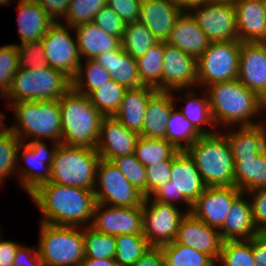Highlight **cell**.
<instances>
[{
    "label": "cell",
    "mask_w": 266,
    "mask_h": 266,
    "mask_svg": "<svg viewBox=\"0 0 266 266\" xmlns=\"http://www.w3.org/2000/svg\"><path fill=\"white\" fill-rule=\"evenodd\" d=\"M29 195L42 213V223L81 228L92 223L96 204L93 190L46 182Z\"/></svg>",
    "instance_id": "cell-1"
},
{
    "label": "cell",
    "mask_w": 266,
    "mask_h": 266,
    "mask_svg": "<svg viewBox=\"0 0 266 266\" xmlns=\"http://www.w3.org/2000/svg\"><path fill=\"white\" fill-rule=\"evenodd\" d=\"M210 109L216 128L233 125L253 126L262 123L255 122L257 117L266 110V105L255 92L248 89L238 79L214 83L205 87ZM257 115V116H256ZM253 120V121H251Z\"/></svg>",
    "instance_id": "cell-2"
},
{
    "label": "cell",
    "mask_w": 266,
    "mask_h": 266,
    "mask_svg": "<svg viewBox=\"0 0 266 266\" xmlns=\"http://www.w3.org/2000/svg\"><path fill=\"white\" fill-rule=\"evenodd\" d=\"M61 110V144L96 149L100 127L105 117L86 95L72 88L59 99Z\"/></svg>",
    "instance_id": "cell-3"
},
{
    "label": "cell",
    "mask_w": 266,
    "mask_h": 266,
    "mask_svg": "<svg viewBox=\"0 0 266 266\" xmlns=\"http://www.w3.org/2000/svg\"><path fill=\"white\" fill-rule=\"evenodd\" d=\"M206 187L234 186V160L225 135H202L187 150Z\"/></svg>",
    "instance_id": "cell-4"
},
{
    "label": "cell",
    "mask_w": 266,
    "mask_h": 266,
    "mask_svg": "<svg viewBox=\"0 0 266 266\" xmlns=\"http://www.w3.org/2000/svg\"><path fill=\"white\" fill-rule=\"evenodd\" d=\"M14 110L15 121L11 131L23 142L25 138L30 141L39 138L51 139L52 142L61 143L62 126L59 100L20 101L9 106Z\"/></svg>",
    "instance_id": "cell-5"
},
{
    "label": "cell",
    "mask_w": 266,
    "mask_h": 266,
    "mask_svg": "<svg viewBox=\"0 0 266 266\" xmlns=\"http://www.w3.org/2000/svg\"><path fill=\"white\" fill-rule=\"evenodd\" d=\"M72 88V80L50 66L36 69L18 68L4 99L12 103L20 101H44L60 99Z\"/></svg>",
    "instance_id": "cell-6"
},
{
    "label": "cell",
    "mask_w": 266,
    "mask_h": 266,
    "mask_svg": "<svg viewBox=\"0 0 266 266\" xmlns=\"http://www.w3.org/2000/svg\"><path fill=\"white\" fill-rule=\"evenodd\" d=\"M100 159L96 149L59 143L54 153L49 182L94 191Z\"/></svg>",
    "instance_id": "cell-7"
},
{
    "label": "cell",
    "mask_w": 266,
    "mask_h": 266,
    "mask_svg": "<svg viewBox=\"0 0 266 266\" xmlns=\"http://www.w3.org/2000/svg\"><path fill=\"white\" fill-rule=\"evenodd\" d=\"M40 223L37 249L45 266H79L85 258L83 228Z\"/></svg>",
    "instance_id": "cell-8"
},
{
    "label": "cell",
    "mask_w": 266,
    "mask_h": 266,
    "mask_svg": "<svg viewBox=\"0 0 266 266\" xmlns=\"http://www.w3.org/2000/svg\"><path fill=\"white\" fill-rule=\"evenodd\" d=\"M206 186L195 165L194 159L186 150L178 151L172 159L170 180L161 185L151 196L154 200L176 205L174 202L182 201L188 206L187 213L192 205L204 192Z\"/></svg>",
    "instance_id": "cell-9"
},
{
    "label": "cell",
    "mask_w": 266,
    "mask_h": 266,
    "mask_svg": "<svg viewBox=\"0 0 266 266\" xmlns=\"http://www.w3.org/2000/svg\"><path fill=\"white\" fill-rule=\"evenodd\" d=\"M242 42H212L197 59V87L238 79Z\"/></svg>",
    "instance_id": "cell-10"
},
{
    "label": "cell",
    "mask_w": 266,
    "mask_h": 266,
    "mask_svg": "<svg viewBox=\"0 0 266 266\" xmlns=\"http://www.w3.org/2000/svg\"><path fill=\"white\" fill-rule=\"evenodd\" d=\"M94 188L96 202L105 205L137 207L142 206L144 201L143 194L126 179L111 161L100 159Z\"/></svg>",
    "instance_id": "cell-11"
},
{
    "label": "cell",
    "mask_w": 266,
    "mask_h": 266,
    "mask_svg": "<svg viewBox=\"0 0 266 266\" xmlns=\"http://www.w3.org/2000/svg\"><path fill=\"white\" fill-rule=\"evenodd\" d=\"M142 214L144 237L152 247H161L175 241L187 212L182 213L176 205L160 203L148 196L144 197Z\"/></svg>",
    "instance_id": "cell-12"
},
{
    "label": "cell",
    "mask_w": 266,
    "mask_h": 266,
    "mask_svg": "<svg viewBox=\"0 0 266 266\" xmlns=\"http://www.w3.org/2000/svg\"><path fill=\"white\" fill-rule=\"evenodd\" d=\"M69 29L73 31V27L56 21L49 27L41 42L48 66L63 72L72 80L82 60L78 52L77 39L71 36Z\"/></svg>",
    "instance_id": "cell-13"
},
{
    "label": "cell",
    "mask_w": 266,
    "mask_h": 266,
    "mask_svg": "<svg viewBox=\"0 0 266 266\" xmlns=\"http://www.w3.org/2000/svg\"><path fill=\"white\" fill-rule=\"evenodd\" d=\"M59 143L53 142L52 149H48V145L40 140L22 142L18 149L19 154L27 166L17 168L20 176L21 187L28 194L33 192L40 184L49 182L51 177V167L53 164L54 153ZM21 150V151H20ZM41 169V170H40Z\"/></svg>",
    "instance_id": "cell-14"
},
{
    "label": "cell",
    "mask_w": 266,
    "mask_h": 266,
    "mask_svg": "<svg viewBox=\"0 0 266 266\" xmlns=\"http://www.w3.org/2000/svg\"><path fill=\"white\" fill-rule=\"evenodd\" d=\"M188 12L211 43L238 40L236 10L233 5L211 2L194 6Z\"/></svg>",
    "instance_id": "cell-15"
},
{
    "label": "cell",
    "mask_w": 266,
    "mask_h": 266,
    "mask_svg": "<svg viewBox=\"0 0 266 266\" xmlns=\"http://www.w3.org/2000/svg\"><path fill=\"white\" fill-rule=\"evenodd\" d=\"M106 206V207H105ZM91 227L107 235H143L142 206L114 207L96 202Z\"/></svg>",
    "instance_id": "cell-16"
},
{
    "label": "cell",
    "mask_w": 266,
    "mask_h": 266,
    "mask_svg": "<svg viewBox=\"0 0 266 266\" xmlns=\"http://www.w3.org/2000/svg\"><path fill=\"white\" fill-rule=\"evenodd\" d=\"M162 91L178 92L197 85V59L164 41Z\"/></svg>",
    "instance_id": "cell-17"
},
{
    "label": "cell",
    "mask_w": 266,
    "mask_h": 266,
    "mask_svg": "<svg viewBox=\"0 0 266 266\" xmlns=\"http://www.w3.org/2000/svg\"><path fill=\"white\" fill-rule=\"evenodd\" d=\"M209 255L218 262L223 240L218 229L197 219L191 212L181 220L175 241Z\"/></svg>",
    "instance_id": "cell-18"
},
{
    "label": "cell",
    "mask_w": 266,
    "mask_h": 266,
    "mask_svg": "<svg viewBox=\"0 0 266 266\" xmlns=\"http://www.w3.org/2000/svg\"><path fill=\"white\" fill-rule=\"evenodd\" d=\"M242 193L235 186L206 187L192 205L191 213L210 227L220 229L233 201Z\"/></svg>",
    "instance_id": "cell-19"
},
{
    "label": "cell",
    "mask_w": 266,
    "mask_h": 266,
    "mask_svg": "<svg viewBox=\"0 0 266 266\" xmlns=\"http://www.w3.org/2000/svg\"><path fill=\"white\" fill-rule=\"evenodd\" d=\"M238 80L266 105V42H242Z\"/></svg>",
    "instance_id": "cell-20"
},
{
    "label": "cell",
    "mask_w": 266,
    "mask_h": 266,
    "mask_svg": "<svg viewBox=\"0 0 266 266\" xmlns=\"http://www.w3.org/2000/svg\"><path fill=\"white\" fill-rule=\"evenodd\" d=\"M138 137V133L128 130L114 116L104 117L96 150L100 158L106 161L134 154Z\"/></svg>",
    "instance_id": "cell-21"
},
{
    "label": "cell",
    "mask_w": 266,
    "mask_h": 266,
    "mask_svg": "<svg viewBox=\"0 0 266 266\" xmlns=\"http://www.w3.org/2000/svg\"><path fill=\"white\" fill-rule=\"evenodd\" d=\"M183 11L173 0H142L137 21L144 24L158 41H166Z\"/></svg>",
    "instance_id": "cell-22"
},
{
    "label": "cell",
    "mask_w": 266,
    "mask_h": 266,
    "mask_svg": "<svg viewBox=\"0 0 266 266\" xmlns=\"http://www.w3.org/2000/svg\"><path fill=\"white\" fill-rule=\"evenodd\" d=\"M245 196L246 193L242 192L233 201L225 221L219 229L223 241L249 240L260 232L253 219L252 204L246 200Z\"/></svg>",
    "instance_id": "cell-23"
},
{
    "label": "cell",
    "mask_w": 266,
    "mask_h": 266,
    "mask_svg": "<svg viewBox=\"0 0 266 266\" xmlns=\"http://www.w3.org/2000/svg\"><path fill=\"white\" fill-rule=\"evenodd\" d=\"M166 42L196 59L211 43L188 11H183L177 18Z\"/></svg>",
    "instance_id": "cell-24"
},
{
    "label": "cell",
    "mask_w": 266,
    "mask_h": 266,
    "mask_svg": "<svg viewBox=\"0 0 266 266\" xmlns=\"http://www.w3.org/2000/svg\"><path fill=\"white\" fill-rule=\"evenodd\" d=\"M172 92L156 91L149 98L142 132L139 136L166 139V123L172 110L176 107L175 94L174 91Z\"/></svg>",
    "instance_id": "cell-25"
},
{
    "label": "cell",
    "mask_w": 266,
    "mask_h": 266,
    "mask_svg": "<svg viewBox=\"0 0 266 266\" xmlns=\"http://www.w3.org/2000/svg\"><path fill=\"white\" fill-rule=\"evenodd\" d=\"M236 10L238 40L240 42H266V22L261 0H241Z\"/></svg>",
    "instance_id": "cell-26"
},
{
    "label": "cell",
    "mask_w": 266,
    "mask_h": 266,
    "mask_svg": "<svg viewBox=\"0 0 266 266\" xmlns=\"http://www.w3.org/2000/svg\"><path fill=\"white\" fill-rule=\"evenodd\" d=\"M18 32L21 44L41 40L55 22L36 0H18Z\"/></svg>",
    "instance_id": "cell-27"
},
{
    "label": "cell",
    "mask_w": 266,
    "mask_h": 266,
    "mask_svg": "<svg viewBox=\"0 0 266 266\" xmlns=\"http://www.w3.org/2000/svg\"><path fill=\"white\" fill-rule=\"evenodd\" d=\"M156 91V89L147 86L127 89L114 117L128 130L140 134L145 120L147 103Z\"/></svg>",
    "instance_id": "cell-28"
},
{
    "label": "cell",
    "mask_w": 266,
    "mask_h": 266,
    "mask_svg": "<svg viewBox=\"0 0 266 266\" xmlns=\"http://www.w3.org/2000/svg\"><path fill=\"white\" fill-rule=\"evenodd\" d=\"M80 58L95 59L98 55L117 50L121 46L118 37L106 33L93 22L73 27Z\"/></svg>",
    "instance_id": "cell-29"
},
{
    "label": "cell",
    "mask_w": 266,
    "mask_h": 266,
    "mask_svg": "<svg viewBox=\"0 0 266 266\" xmlns=\"http://www.w3.org/2000/svg\"><path fill=\"white\" fill-rule=\"evenodd\" d=\"M109 73L112 80L126 89L141 87L137 61L120 46L117 50L104 52L95 59Z\"/></svg>",
    "instance_id": "cell-30"
},
{
    "label": "cell",
    "mask_w": 266,
    "mask_h": 266,
    "mask_svg": "<svg viewBox=\"0 0 266 266\" xmlns=\"http://www.w3.org/2000/svg\"><path fill=\"white\" fill-rule=\"evenodd\" d=\"M253 126H240L236 131L230 130L224 135L228 140L233 160L256 157L266 148V121Z\"/></svg>",
    "instance_id": "cell-31"
},
{
    "label": "cell",
    "mask_w": 266,
    "mask_h": 266,
    "mask_svg": "<svg viewBox=\"0 0 266 266\" xmlns=\"http://www.w3.org/2000/svg\"><path fill=\"white\" fill-rule=\"evenodd\" d=\"M234 186L243 193L266 188V148L256 157L234 160Z\"/></svg>",
    "instance_id": "cell-32"
},
{
    "label": "cell",
    "mask_w": 266,
    "mask_h": 266,
    "mask_svg": "<svg viewBox=\"0 0 266 266\" xmlns=\"http://www.w3.org/2000/svg\"><path fill=\"white\" fill-rule=\"evenodd\" d=\"M164 41L152 46L136 59L140 84L162 91Z\"/></svg>",
    "instance_id": "cell-33"
},
{
    "label": "cell",
    "mask_w": 266,
    "mask_h": 266,
    "mask_svg": "<svg viewBox=\"0 0 266 266\" xmlns=\"http://www.w3.org/2000/svg\"><path fill=\"white\" fill-rule=\"evenodd\" d=\"M185 91L186 107L182 105V108L179 109L183 116L187 118L202 135H211L216 133L215 131L205 129L204 127V124H209L216 129L207 93H203L205 97H200L195 94L196 92H194V90L188 89L187 91L186 89Z\"/></svg>",
    "instance_id": "cell-34"
},
{
    "label": "cell",
    "mask_w": 266,
    "mask_h": 266,
    "mask_svg": "<svg viewBox=\"0 0 266 266\" xmlns=\"http://www.w3.org/2000/svg\"><path fill=\"white\" fill-rule=\"evenodd\" d=\"M166 140L177 150H187L202 134L175 107L166 123ZM184 141V144L182 143Z\"/></svg>",
    "instance_id": "cell-35"
},
{
    "label": "cell",
    "mask_w": 266,
    "mask_h": 266,
    "mask_svg": "<svg viewBox=\"0 0 266 266\" xmlns=\"http://www.w3.org/2000/svg\"><path fill=\"white\" fill-rule=\"evenodd\" d=\"M85 67L79 69L72 79V89L77 93L89 96L93 91L112 80L110 73L94 59H87Z\"/></svg>",
    "instance_id": "cell-36"
},
{
    "label": "cell",
    "mask_w": 266,
    "mask_h": 266,
    "mask_svg": "<svg viewBox=\"0 0 266 266\" xmlns=\"http://www.w3.org/2000/svg\"><path fill=\"white\" fill-rule=\"evenodd\" d=\"M159 41L147 29L138 22L126 23L125 31L121 39V47L134 59L146 54V52Z\"/></svg>",
    "instance_id": "cell-37"
},
{
    "label": "cell",
    "mask_w": 266,
    "mask_h": 266,
    "mask_svg": "<svg viewBox=\"0 0 266 266\" xmlns=\"http://www.w3.org/2000/svg\"><path fill=\"white\" fill-rule=\"evenodd\" d=\"M166 139L139 136L135 146V156L145 167L163 160H172L178 152Z\"/></svg>",
    "instance_id": "cell-38"
},
{
    "label": "cell",
    "mask_w": 266,
    "mask_h": 266,
    "mask_svg": "<svg viewBox=\"0 0 266 266\" xmlns=\"http://www.w3.org/2000/svg\"><path fill=\"white\" fill-rule=\"evenodd\" d=\"M151 247L144 235H118L115 260L119 266H133Z\"/></svg>",
    "instance_id": "cell-39"
},
{
    "label": "cell",
    "mask_w": 266,
    "mask_h": 266,
    "mask_svg": "<svg viewBox=\"0 0 266 266\" xmlns=\"http://www.w3.org/2000/svg\"><path fill=\"white\" fill-rule=\"evenodd\" d=\"M127 89L114 80L103 84L88 97L93 106L105 117L114 116L120 108L123 95Z\"/></svg>",
    "instance_id": "cell-40"
},
{
    "label": "cell",
    "mask_w": 266,
    "mask_h": 266,
    "mask_svg": "<svg viewBox=\"0 0 266 266\" xmlns=\"http://www.w3.org/2000/svg\"><path fill=\"white\" fill-rule=\"evenodd\" d=\"M164 259L172 266H212L215 261L207 254L172 242L161 246Z\"/></svg>",
    "instance_id": "cell-41"
},
{
    "label": "cell",
    "mask_w": 266,
    "mask_h": 266,
    "mask_svg": "<svg viewBox=\"0 0 266 266\" xmlns=\"http://www.w3.org/2000/svg\"><path fill=\"white\" fill-rule=\"evenodd\" d=\"M85 258H115L116 236L96 231L91 226L83 227Z\"/></svg>",
    "instance_id": "cell-42"
},
{
    "label": "cell",
    "mask_w": 266,
    "mask_h": 266,
    "mask_svg": "<svg viewBox=\"0 0 266 266\" xmlns=\"http://www.w3.org/2000/svg\"><path fill=\"white\" fill-rule=\"evenodd\" d=\"M218 263L222 266H257L252 253V238L223 241Z\"/></svg>",
    "instance_id": "cell-43"
},
{
    "label": "cell",
    "mask_w": 266,
    "mask_h": 266,
    "mask_svg": "<svg viewBox=\"0 0 266 266\" xmlns=\"http://www.w3.org/2000/svg\"><path fill=\"white\" fill-rule=\"evenodd\" d=\"M106 5L107 0H71L63 19L70 27L90 23L94 15Z\"/></svg>",
    "instance_id": "cell-44"
},
{
    "label": "cell",
    "mask_w": 266,
    "mask_h": 266,
    "mask_svg": "<svg viewBox=\"0 0 266 266\" xmlns=\"http://www.w3.org/2000/svg\"><path fill=\"white\" fill-rule=\"evenodd\" d=\"M21 143L22 141L12 131L0 136V184L6 177L17 172L18 149Z\"/></svg>",
    "instance_id": "cell-45"
},
{
    "label": "cell",
    "mask_w": 266,
    "mask_h": 266,
    "mask_svg": "<svg viewBox=\"0 0 266 266\" xmlns=\"http://www.w3.org/2000/svg\"><path fill=\"white\" fill-rule=\"evenodd\" d=\"M111 163L146 197V167L137 160L135 154L115 157L111 160Z\"/></svg>",
    "instance_id": "cell-46"
},
{
    "label": "cell",
    "mask_w": 266,
    "mask_h": 266,
    "mask_svg": "<svg viewBox=\"0 0 266 266\" xmlns=\"http://www.w3.org/2000/svg\"><path fill=\"white\" fill-rule=\"evenodd\" d=\"M19 68V53L17 44L0 47V94L3 95L10 88L12 79Z\"/></svg>",
    "instance_id": "cell-47"
},
{
    "label": "cell",
    "mask_w": 266,
    "mask_h": 266,
    "mask_svg": "<svg viewBox=\"0 0 266 266\" xmlns=\"http://www.w3.org/2000/svg\"><path fill=\"white\" fill-rule=\"evenodd\" d=\"M17 48L19 68L36 69L48 65L41 40L17 44Z\"/></svg>",
    "instance_id": "cell-48"
},
{
    "label": "cell",
    "mask_w": 266,
    "mask_h": 266,
    "mask_svg": "<svg viewBox=\"0 0 266 266\" xmlns=\"http://www.w3.org/2000/svg\"><path fill=\"white\" fill-rule=\"evenodd\" d=\"M92 22L106 33L122 39L126 22L107 5L94 15Z\"/></svg>",
    "instance_id": "cell-49"
},
{
    "label": "cell",
    "mask_w": 266,
    "mask_h": 266,
    "mask_svg": "<svg viewBox=\"0 0 266 266\" xmlns=\"http://www.w3.org/2000/svg\"><path fill=\"white\" fill-rule=\"evenodd\" d=\"M172 160H163L146 167V197L170 180Z\"/></svg>",
    "instance_id": "cell-50"
},
{
    "label": "cell",
    "mask_w": 266,
    "mask_h": 266,
    "mask_svg": "<svg viewBox=\"0 0 266 266\" xmlns=\"http://www.w3.org/2000/svg\"><path fill=\"white\" fill-rule=\"evenodd\" d=\"M142 0H107L110 7L126 23L137 21Z\"/></svg>",
    "instance_id": "cell-51"
},
{
    "label": "cell",
    "mask_w": 266,
    "mask_h": 266,
    "mask_svg": "<svg viewBox=\"0 0 266 266\" xmlns=\"http://www.w3.org/2000/svg\"><path fill=\"white\" fill-rule=\"evenodd\" d=\"M251 194L253 219L257 229L261 232L266 228V188L256 189L246 193Z\"/></svg>",
    "instance_id": "cell-52"
},
{
    "label": "cell",
    "mask_w": 266,
    "mask_h": 266,
    "mask_svg": "<svg viewBox=\"0 0 266 266\" xmlns=\"http://www.w3.org/2000/svg\"><path fill=\"white\" fill-rule=\"evenodd\" d=\"M14 266H45L36 247L20 245L13 260Z\"/></svg>",
    "instance_id": "cell-53"
},
{
    "label": "cell",
    "mask_w": 266,
    "mask_h": 266,
    "mask_svg": "<svg viewBox=\"0 0 266 266\" xmlns=\"http://www.w3.org/2000/svg\"><path fill=\"white\" fill-rule=\"evenodd\" d=\"M46 14L55 22L64 18L71 0H36ZM57 19V20H56Z\"/></svg>",
    "instance_id": "cell-54"
},
{
    "label": "cell",
    "mask_w": 266,
    "mask_h": 266,
    "mask_svg": "<svg viewBox=\"0 0 266 266\" xmlns=\"http://www.w3.org/2000/svg\"><path fill=\"white\" fill-rule=\"evenodd\" d=\"M252 253L257 266H266V236L261 232L252 237Z\"/></svg>",
    "instance_id": "cell-55"
},
{
    "label": "cell",
    "mask_w": 266,
    "mask_h": 266,
    "mask_svg": "<svg viewBox=\"0 0 266 266\" xmlns=\"http://www.w3.org/2000/svg\"><path fill=\"white\" fill-rule=\"evenodd\" d=\"M164 254L161 247H151L133 266H161Z\"/></svg>",
    "instance_id": "cell-56"
},
{
    "label": "cell",
    "mask_w": 266,
    "mask_h": 266,
    "mask_svg": "<svg viewBox=\"0 0 266 266\" xmlns=\"http://www.w3.org/2000/svg\"><path fill=\"white\" fill-rule=\"evenodd\" d=\"M20 245V243H16L11 240L0 239V266H6L13 263L16 251Z\"/></svg>",
    "instance_id": "cell-57"
},
{
    "label": "cell",
    "mask_w": 266,
    "mask_h": 266,
    "mask_svg": "<svg viewBox=\"0 0 266 266\" xmlns=\"http://www.w3.org/2000/svg\"><path fill=\"white\" fill-rule=\"evenodd\" d=\"M79 266H119V264L116 262L115 258H84Z\"/></svg>",
    "instance_id": "cell-58"
},
{
    "label": "cell",
    "mask_w": 266,
    "mask_h": 266,
    "mask_svg": "<svg viewBox=\"0 0 266 266\" xmlns=\"http://www.w3.org/2000/svg\"><path fill=\"white\" fill-rule=\"evenodd\" d=\"M173 1L176 2L177 5L181 7L184 11H187L188 9L194 6L214 2V0H173Z\"/></svg>",
    "instance_id": "cell-59"
},
{
    "label": "cell",
    "mask_w": 266,
    "mask_h": 266,
    "mask_svg": "<svg viewBox=\"0 0 266 266\" xmlns=\"http://www.w3.org/2000/svg\"><path fill=\"white\" fill-rule=\"evenodd\" d=\"M3 117H6V114L0 111V136L6 135L11 132V127H5V123H3L5 119H3Z\"/></svg>",
    "instance_id": "cell-60"
},
{
    "label": "cell",
    "mask_w": 266,
    "mask_h": 266,
    "mask_svg": "<svg viewBox=\"0 0 266 266\" xmlns=\"http://www.w3.org/2000/svg\"><path fill=\"white\" fill-rule=\"evenodd\" d=\"M240 1L241 0H214V2H217V3L229 4V5H233V6Z\"/></svg>",
    "instance_id": "cell-61"
},
{
    "label": "cell",
    "mask_w": 266,
    "mask_h": 266,
    "mask_svg": "<svg viewBox=\"0 0 266 266\" xmlns=\"http://www.w3.org/2000/svg\"><path fill=\"white\" fill-rule=\"evenodd\" d=\"M262 1V8H263V13H264V19L266 22V0H261Z\"/></svg>",
    "instance_id": "cell-62"
},
{
    "label": "cell",
    "mask_w": 266,
    "mask_h": 266,
    "mask_svg": "<svg viewBox=\"0 0 266 266\" xmlns=\"http://www.w3.org/2000/svg\"><path fill=\"white\" fill-rule=\"evenodd\" d=\"M11 0H0V5H11L10 3ZM10 3V4H9Z\"/></svg>",
    "instance_id": "cell-63"
},
{
    "label": "cell",
    "mask_w": 266,
    "mask_h": 266,
    "mask_svg": "<svg viewBox=\"0 0 266 266\" xmlns=\"http://www.w3.org/2000/svg\"><path fill=\"white\" fill-rule=\"evenodd\" d=\"M161 266H172L170 263H168L165 259L162 262Z\"/></svg>",
    "instance_id": "cell-64"
},
{
    "label": "cell",
    "mask_w": 266,
    "mask_h": 266,
    "mask_svg": "<svg viewBox=\"0 0 266 266\" xmlns=\"http://www.w3.org/2000/svg\"><path fill=\"white\" fill-rule=\"evenodd\" d=\"M262 234L266 236V228L261 231Z\"/></svg>",
    "instance_id": "cell-65"
},
{
    "label": "cell",
    "mask_w": 266,
    "mask_h": 266,
    "mask_svg": "<svg viewBox=\"0 0 266 266\" xmlns=\"http://www.w3.org/2000/svg\"><path fill=\"white\" fill-rule=\"evenodd\" d=\"M6 266H14V265H13V263H10V264H8V265H6Z\"/></svg>",
    "instance_id": "cell-66"
}]
</instances>
